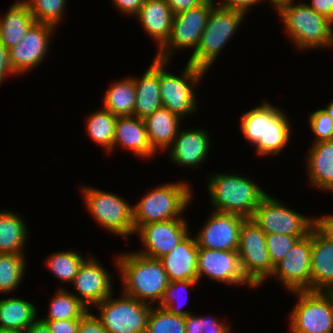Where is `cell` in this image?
<instances>
[{"instance_id":"cell-54","label":"cell","mask_w":333,"mask_h":333,"mask_svg":"<svg viewBox=\"0 0 333 333\" xmlns=\"http://www.w3.org/2000/svg\"><path fill=\"white\" fill-rule=\"evenodd\" d=\"M0 333H24V332H20L17 330H12V329H2L0 328Z\"/></svg>"},{"instance_id":"cell-31","label":"cell","mask_w":333,"mask_h":333,"mask_svg":"<svg viewBox=\"0 0 333 333\" xmlns=\"http://www.w3.org/2000/svg\"><path fill=\"white\" fill-rule=\"evenodd\" d=\"M120 79L114 80L104 92L102 107L117 117L134 116L136 103L134 78L127 76Z\"/></svg>"},{"instance_id":"cell-49","label":"cell","mask_w":333,"mask_h":333,"mask_svg":"<svg viewBox=\"0 0 333 333\" xmlns=\"http://www.w3.org/2000/svg\"><path fill=\"white\" fill-rule=\"evenodd\" d=\"M15 76L10 64L8 50L0 43V86L7 76Z\"/></svg>"},{"instance_id":"cell-44","label":"cell","mask_w":333,"mask_h":333,"mask_svg":"<svg viewBox=\"0 0 333 333\" xmlns=\"http://www.w3.org/2000/svg\"><path fill=\"white\" fill-rule=\"evenodd\" d=\"M47 323L51 333H78L80 319L43 320Z\"/></svg>"},{"instance_id":"cell-53","label":"cell","mask_w":333,"mask_h":333,"mask_svg":"<svg viewBox=\"0 0 333 333\" xmlns=\"http://www.w3.org/2000/svg\"><path fill=\"white\" fill-rule=\"evenodd\" d=\"M323 109L333 120V99L330 102H328V105H326V108H323Z\"/></svg>"},{"instance_id":"cell-16","label":"cell","mask_w":333,"mask_h":333,"mask_svg":"<svg viewBox=\"0 0 333 333\" xmlns=\"http://www.w3.org/2000/svg\"><path fill=\"white\" fill-rule=\"evenodd\" d=\"M312 231L299 239L279 261L270 278H277L289 292L311 291Z\"/></svg>"},{"instance_id":"cell-5","label":"cell","mask_w":333,"mask_h":333,"mask_svg":"<svg viewBox=\"0 0 333 333\" xmlns=\"http://www.w3.org/2000/svg\"><path fill=\"white\" fill-rule=\"evenodd\" d=\"M192 188L188 181L177 180L147 191L133 205L135 231L144 224L184 217L183 213L193 200Z\"/></svg>"},{"instance_id":"cell-3","label":"cell","mask_w":333,"mask_h":333,"mask_svg":"<svg viewBox=\"0 0 333 333\" xmlns=\"http://www.w3.org/2000/svg\"><path fill=\"white\" fill-rule=\"evenodd\" d=\"M207 178V190L213 211L251 218L268 194L250 177L239 173L214 172Z\"/></svg>"},{"instance_id":"cell-4","label":"cell","mask_w":333,"mask_h":333,"mask_svg":"<svg viewBox=\"0 0 333 333\" xmlns=\"http://www.w3.org/2000/svg\"><path fill=\"white\" fill-rule=\"evenodd\" d=\"M287 38L299 51L330 47L331 20L318 14L305 1L291 0L277 10Z\"/></svg>"},{"instance_id":"cell-41","label":"cell","mask_w":333,"mask_h":333,"mask_svg":"<svg viewBox=\"0 0 333 333\" xmlns=\"http://www.w3.org/2000/svg\"><path fill=\"white\" fill-rule=\"evenodd\" d=\"M92 311L89 310L80 318L78 333H108L103 327L101 320Z\"/></svg>"},{"instance_id":"cell-55","label":"cell","mask_w":333,"mask_h":333,"mask_svg":"<svg viewBox=\"0 0 333 333\" xmlns=\"http://www.w3.org/2000/svg\"><path fill=\"white\" fill-rule=\"evenodd\" d=\"M332 46V47H331ZM330 48H333V21H331V42H330Z\"/></svg>"},{"instance_id":"cell-39","label":"cell","mask_w":333,"mask_h":333,"mask_svg":"<svg viewBox=\"0 0 333 333\" xmlns=\"http://www.w3.org/2000/svg\"><path fill=\"white\" fill-rule=\"evenodd\" d=\"M308 120L315 136L312 143L333 140V120L323 108L309 113Z\"/></svg>"},{"instance_id":"cell-28","label":"cell","mask_w":333,"mask_h":333,"mask_svg":"<svg viewBox=\"0 0 333 333\" xmlns=\"http://www.w3.org/2000/svg\"><path fill=\"white\" fill-rule=\"evenodd\" d=\"M0 16V43L7 49L16 46L35 23L30 9L23 0H16Z\"/></svg>"},{"instance_id":"cell-7","label":"cell","mask_w":333,"mask_h":333,"mask_svg":"<svg viewBox=\"0 0 333 333\" xmlns=\"http://www.w3.org/2000/svg\"><path fill=\"white\" fill-rule=\"evenodd\" d=\"M81 197L89 215L113 236L128 240L135 233L133 204L118 194L89 186H81ZM130 203V204H129Z\"/></svg>"},{"instance_id":"cell-34","label":"cell","mask_w":333,"mask_h":333,"mask_svg":"<svg viewBox=\"0 0 333 333\" xmlns=\"http://www.w3.org/2000/svg\"><path fill=\"white\" fill-rule=\"evenodd\" d=\"M87 258L82 256L81 252L76 250H63L50 253L44 260V264L49 272L60 280L61 284H72L75 276L83 262Z\"/></svg>"},{"instance_id":"cell-20","label":"cell","mask_w":333,"mask_h":333,"mask_svg":"<svg viewBox=\"0 0 333 333\" xmlns=\"http://www.w3.org/2000/svg\"><path fill=\"white\" fill-rule=\"evenodd\" d=\"M205 128L179 129L172 145L166 150L169 159L180 167L198 169L208 159L210 135Z\"/></svg>"},{"instance_id":"cell-46","label":"cell","mask_w":333,"mask_h":333,"mask_svg":"<svg viewBox=\"0 0 333 333\" xmlns=\"http://www.w3.org/2000/svg\"><path fill=\"white\" fill-rule=\"evenodd\" d=\"M219 3L217 5L248 14L253 6L264 3V0H222Z\"/></svg>"},{"instance_id":"cell-25","label":"cell","mask_w":333,"mask_h":333,"mask_svg":"<svg viewBox=\"0 0 333 333\" xmlns=\"http://www.w3.org/2000/svg\"><path fill=\"white\" fill-rule=\"evenodd\" d=\"M311 291H333V242L312 229Z\"/></svg>"},{"instance_id":"cell-21","label":"cell","mask_w":333,"mask_h":333,"mask_svg":"<svg viewBox=\"0 0 333 333\" xmlns=\"http://www.w3.org/2000/svg\"><path fill=\"white\" fill-rule=\"evenodd\" d=\"M118 147L139 159H154L152 157L157 155L149 142L144 120L136 116L117 117L112 153Z\"/></svg>"},{"instance_id":"cell-24","label":"cell","mask_w":333,"mask_h":333,"mask_svg":"<svg viewBox=\"0 0 333 333\" xmlns=\"http://www.w3.org/2000/svg\"><path fill=\"white\" fill-rule=\"evenodd\" d=\"M306 156L309 185L333 193V140L312 143Z\"/></svg>"},{"instance_id":"cell-17","label":"cell","mask_w":333,"mask_h":333,"mask_svg":"<svg viewBox=\"0 0 333 333\" xmlns=\"http://www.w3.org/2000/svg\"><path fill=\"white\" fill-rule=\"evenodd\" d=\"M228 285L256 288L246 277L242 270L237 250L220 251L206 248L198 249L197 277H202Z\"/></svg>"},{"instance_id":"cell-51","label":"cell","mask_w":333,"mask_h":333,"mask_svg":"<svg viewBox=\"0 0 333 333\" xmlns=\"http://www.w3.org/2000/svg\"><path fill=\"white\" fill-rule=\"evenodd\" d=\"M24 333H51L46 322L41 320L39 317L36 319Z\"/></svg>"},{"instance_id":"cell-9","label":"cell","mask_w":333,"mask_h":333,"mask_svg":"<svg viewBox=\"0 0 333 333\" xmlns=\"http://www.w3.org/2000/svg\"><path fill=\"white\" fill-rule=\"evenodd\" d=\"M290 333H333V291H294Z\"/></svg>"},{"instance_id":"cell-2","label":"cell","mask_w":333,"mask_h":333,"mask_svg":"<svg viewBox=\"0 0 333 333\" xmlns=\"http://www.w3.org/2000/svg\"><path fill=\"white\" fill-rule=\"evenodd\" d=\"M114 259L122 281V293L158 306L170 282L160 260L134 250L118 253Z\"/></svg>"},{"instance_id":"cell-26","label":"cell","mask_w":333,"mask_h":333,"mask_svg":"<svg viewBox=\"0 0 333 333\" xmlns=\"http://www.w3.org/2000/svg\"><path fill=\"white\" fill-rule=\"evenodd\" d=\"M133 78L136 88L134 116L144 119L163 107L159 85V59L153 58L141 78Z\"/></svg>"},{"instance_id":"cell-29","label":"cell","mask_w":333,"mask_h":333,"mask_svg":"<svg viewBox=\"0 0 333 333\" xmlns=\"http://www.w3.org/2000/svg\"><path fill=\"white\" fill-rule=\"evenodd\" d=\"M23 220L15 211L0 210V254H25L29 230Z\"/></svg>"},{"instance_id":"cell-47","label":"cell","mask_w":333,"mask_h":333,"mask_svg":"<svg viewBox=\"0 0 333 333\" xmlns=\"http://www.w3.org/2000/svg\"><path fill=\"white\" fill-rule=\"evenodd\" d=\"M205 1L206 0H166L173 15L186 11L190 8L197 7Z\"/></svg>"},{"instance_id":"cell-18","label":"cell","mask_w":333,"mask_h":333,"mask_svg":"<svg viewBox=\"0 0 333 333\" xmlns=\"http://www.w3.org/2000/svg\"><path fill=\"white\" fill-rule=\"evenodd\" d=\"M244 216L211 210V214L194 235L198 248L210 250H238Z\"/></svg>"},{"instance_id":"cell-35","label":"cell","mask_w":333,"mask_h":333,"mask_svg":"<svg viewBox=\"0 0 333 333\" xmlns=\"http://www.w3.org/2000/svg\"><path fill=\"white\" fill-rule=\"evenodd\" d=\"M26 255L0 254V294H11L26 276Z\"/></svg>"},{"instance_id":"cell-32","label":"cell","mask_w":333,"mask_h":333,"mask_svg":"<svg viewBox=\"0 0 333 333\" xmlns=\"http://www.w3.org/2000/svg\"><path fill=\"white\" fill-rule=\"evenodd\" d=\"M117 116L110 111L100 108L98 111H92L86 117L85 130L88 137L93 142L104 149V153L112 154L113 139L115 132Z\"/></svg>"},{"instance_id":"cell-45","label":"cell","mask_w":333,"mask_h":333,"mask_svg":"<svg viewBox=\"0 0 333 333\" xmlns=\"http://www.w3.org/2000/svg\"><path fill=\"white\" fill-rule=\"evenodd\" d=\"M116 11L120 12L125 16H135L141 6L144 3V0H111Z\"/></svg>"},{"instance_id":"cell-11","label":"cell","mask_w":333,"mask_h":333,"mask_svg":"<svg viewBox=\"0 0 333 333\" xmlns=\"http://www.w3.org/2000/svg\"><path fill=\"white\" fill-rule=\"evenodd\" d=\"M109 295L95 307L108 333H145L152 305L121 293Z\"/></svg>"},{"instance_id":"cell-1","label":"cell","mask_w":333,"mask_h":333,"mask_svg":"<svg viewBox=\"0 0 333 333\" xmlns=\"http://www.w3.org/2000/svg\"><path fill=\"white\" fill-rule=\"evenodd\" d=\"M280 107L264 100L240 117L241 133L258 156H275L287 148L292 138V123Z\"/></svg>"},{"instance_id":"cell-10","label":"cell","mask_w":333,"mask_h":333,"mask_svg":"<svg viewBox=\"0 0 333 333\" xmlns=\"http://www.w3.org/2000/svg\"><path fill=\"white\" fill-rule=\"evenodd\" d=\"M216 0H206L201 5L173 15L171 34L167 42L157 51L155 58L173 60L176 51L197 49ZM179 50V51H178Z\"/></svg>"},{"instance_id":"cell-33","label":"cell","mask_w":333,"mask_h":333,"mask_svg":"<svg viewBox=\"0 0 333 333\" xmlns=\"http://www.w3.org/2000/svg\"><path fill=\"white\" fill-rule=\"evenodd\" d=\"M57 292L50 298L48 304V313L41 320H70L80 319L88 311L87 308L79 299H77L71 291L65 287L58 286Z\"/></svg>"},{"instance_id":"cell-43","label":"cell","mask_w":333,"mask_h":333,"mask_svg":"<svg viewBox=\"0 0 333 333\" xmlns=\"http://www.w3.org/2000/svg\"><path fill=\"white\" fill-rule=\"evenodd\" d=\"M314 229L325 239L333 242V214L314 217Z\"/></svg>"},{"instance_id":"cell-37","label":"cell","mask_w":333,"mask_h":333,"mask_svg":"<svg viewBox=\"0 0 333 333\" xmlns=\"http://www.w3.org/2000/svg\"><path fill=\"white\" fill-rule=\"evenodd\" d=\"M185 317L174 315L167 309L153 305L145 333H186Z\"/></svg>"},{"instance_id":"cell-36","label":"cell","mask_w":333,"mask_h":333,"mask_svg":"<svg viewBox=\"0 0 333 333\" xmlns=\"http://www.w3.org/2000/svg\"><path fill=\"white\" fill-rule=\"evenodd\" d=\"M30 13L33 16L35 22L46 23L55 26H60V22H63L65 8H67L68 0H23ZM63 18V19H62Z\"/></svg>"},{"instance_id":"cell-38","label":"cell","mask_w":333,"mask_h":333,"mask_svg":"<svg viewBox=\"0 0 333 333\" xmlns=\"http://www.w3.org/2000/svg\"><path fill=\"white\" fill-rule=\"evenodd\" d=\"M198 283H199L198 280H185V281L169 282V284L165 290L164 296L158 306L162 307L164 309H167L170 313H172L174 315L186 317L188 314H190L192 312L181 308V306L183 307V305H185V303H187V302L185 301L184 304L180 303L181 301H179L180 300L179 298H181L183 296V294H182L183 291L184 292L188 291L189 288L194 287ZM188 293H189V291L184 293V294H187V295H185L186 296L185 300H187V298H188V295H189Z\"/></svg>"},{"instance_id":"cell-50","label":"cell","mask_w":333,"mask_h":333,"mask_svg":"<svg viewBox=\"0 0 333 333\" xmlns=\"http://www.w3.org/2000/svg\"><path fill=\"white\" fill-rule=\"evenodd\" d=\"M186 333H202L201 332V316L190 313L185 317Z\"/></svg>"},{"instance_id":"cell-13","label":"cell","mask_w":333,"mask_h":333,"mask_svg":"<svg viewBox=\"0 0 333 333\" xmlns=\"http://www.w3.org/2000/svg\"><path fill=\"white\" fill-rule=\"evenodd\" d=\"M251 218L265 234L277 233L301 239L314 228V215L300 214L269 194L263 198Z\"/></svg>"},{"instance_id":"cell-40","label":"cell","mask_w":333,"mask_h":333,"mask_svg":"<svg viewBox=\"0 0 333 333\" xmlns=\"http://www.w3.org/2000/svg\"><path fill=\"white\" fill-rule=\"evenodd\" d=\"M300 238L283 234H266V245L272 264L275 266L291 250Z\"/></svg>"},{"instance_id":"cell-42","label":"cell","mask_w":333,"mask_h":333,"mask_svg":"<svg viewBox=\"0 0 333 333\" xmlns=\"http://www.w3.org/2000/svg\"><path fill=\"white\" fill-rule=\"evenodd\" d=\"M218 319V320H217ZM226 321H220L219 318L209 315H201L202 333H231L232 327Z\"/></svg>"},{"instance_id":"cell-48","label":"cell","mask_w":333,"mask_h":333,"mask_svg":"<svg viewBox=\"0 0 333 333\" xmlns=\"http://www.w3.org/2000/svg\"><path fill=\"white\" fill-rule=\"evenodd\" d=\"M306 3L318 14L333 21V0H310V3Z\"/></svg>"},{"instance_id":"cell-23","label":"cell","mask_w":333,"mask_h":333,"mask_svg":"<svg viewBox=\"0 0 333 333\" xmlns=\"http://www.w3.org/2000/svg\"><path fill=\"white\" fill-rule=\"evenodd\" d=\"M133 18L138 20L144 32L157 44V51L169 39L173 13L166 0H144Z\"/></svg>"},{"instance_id":"cell-19","label":"cell","mask_w":333,"mask_h":333,"mask_svg":"<svg viewBox=\"0 0 333 333\" xmlns=\"http://www.w3.org/2000/svg\"><path fill=\"white\" fill-rule=\"evenodd\" d=\"M87 255L71 285L76 289V293L72 294L91 310V306L93 309L113 294L114 277L107 272L102 263L98 262V259L96 260V257L88 253Z\"/></svg>"},{"instance_id":"cell-12","label":"cell","mask_w":333,"mask_h":333,"mask_svg":"<svg viewBox=\"0 0 333 333\" xmlns=\"http://www.w3.org/2000/svg\"><path fill=\"white\" fill-rule=\"evenodd\" d=\"M238 254L245 277L260 287L274 271L266 245V234L252 220L246 218L240 228Z\"/></svg>"},{"instance_id":"cell-8","label":"cell","mask_w":333,"mask_h":333,"mask_svg":"<svg viewBox=\"0 0 333 333\" xmlns=\"http://www.w3.org/2000/svg\"><path fill=\"white\" fill-rule=\"evenodd\" d=\"M171 61L159 59V85L164 108H167L181 120L199 110L195 89L203 82L205 70L187 62L181 75L169 72ZM201 81V82H200Z\"/></svg>"},{"instance_id":"cell-22","label":"cell","mask_w":333,"mask_h":333,"mask_svg":"<svg viewBox=\"0 0 333 333\" xmlns=\"http://www.w3.org/2000/svg\"><path fill=\"white\" fill-rule=\"evenodd\" d=\"M198 249L195 236L189 234L170 253L159 259L170 282L198 280Z\"/></svg>"},{"instance_id":"cell-6","label":"cell","mask_w":333,"mask_h":333,"mask_svg":"<svg viewBox=\"0 0 333 333\" xmlns=\"http://www.w3.org/2000/svg\"><path fill=\"white\" fill-rule=\"evenodd\" d=\"M245 18L246 14L243 12L216 4L211 10L197 49L190 54L187 62L208 72Z\"/></svg>"},{"instance_id":"cell-15","label":"cell","mask_w":333,"mask_h":333,"mask_svg":"<svg viewBox=\"0 0 333 333\" xmlns=\"http://www.w3.org/2000/svg\"><path fill=\"white\" fill-rule=\"evenodd\" d=\"M188 226L186 216L141 225L134 234L139 236L143 247L135 251L146 257L160 259L191 233Z\"/></svg>"},{"instance_id":"cell-52","label":"cell","mask_w":333,"mask_h":333,"mask_svg":"<svg viewBox=\"0 0 333 333\" xmlns=\"http://www.w3.org/2000/svg\"><path fill=\"white\" fill-rule=\"evenodd\" d=\"M267 1L274 7V10L276 11L282 4L290 2L291 0H264V2Z\"/></svg>"},{"instance_id":"cell-30","label":"cell","mask_w":333,"mask_h":333,"mask_svg":"<svg viewBox=\"0 0 333 333\" xmlns=\"http://www.w3.org/2000/svg\"><path fill=\"white\" fill-rule=\"evenodd\" d=\"M38 308L18 297L0 299V328L24 332L37 318Z\"/></svg>"},{"instance_id":"cell-14","label":"cell","mask_w":333,"mask_h":333,"mask_svg":"<svg viewBox=\"0 0 333 333\" xmlns=\"http://www.w3.org/2000/svg\"><path fill=\"white\" fill-rule=\"evenodd\" d=\"M56 29L53 25L35 22L20 42L8 50L9 64L16 77L30 73L44 62Z\"/></svg>"},{"instance_id":"cell-27","label":"cell","mask_w":333,"mask_h":333,"mask_svg":"<svg viewBox=\"0 0 333 333\" xmlns=\"http://www.w3.org/2000/svg\"><path fill=\"white\" fill-rule=\"evenodd\" d=\"M149 142L156 152H165L173 143L181 127V119L161 107L143 119Z\"/></svg>"}]
</instances>
